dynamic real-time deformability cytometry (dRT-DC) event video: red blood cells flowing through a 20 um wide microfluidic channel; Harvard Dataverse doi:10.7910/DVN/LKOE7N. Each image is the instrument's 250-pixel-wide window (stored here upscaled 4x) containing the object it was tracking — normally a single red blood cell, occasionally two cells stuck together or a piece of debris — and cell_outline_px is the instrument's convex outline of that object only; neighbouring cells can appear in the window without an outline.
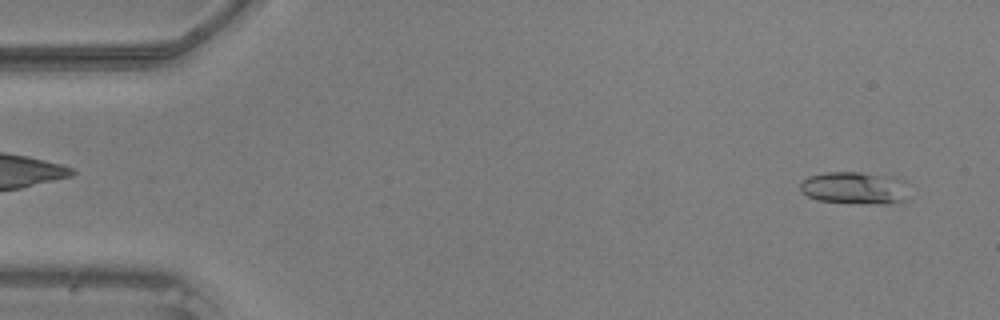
{"species": "common noctule bat (a hibernating species)", "species_latin": "Nyctalus noctula", "temperature_condition": "warm", "stored_images_in_passage": 43, "camera_frame_rate_fps": 3000, "um_per_image_px": 0.085, "animal": {"sex": "male", "body_mass_g": 20.5, "forearm_length_mm": 52.5}, "frame": {"image": 1, "passage_image": 2, "time_ms": 0.333, "image_size_px": [1000, 320], "cell_outline_px": [[912, 196], [908, 200], [896, 204], [848, 204], [816, 200], [800, 192], [800, 184], [808, 176], [824, 172], [860, 172], [888, 176], [904, 180]], "centroid_in_image_um": [72.72, 16.01], "position_along_channel_um": 12.3, "area_um2": 21.44}}
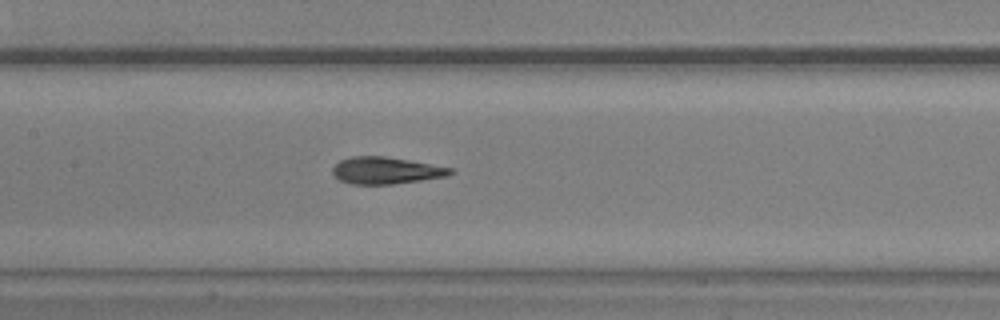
{"frame": {"image": 2, "passage_image": 22, "time_ms": 7.0, "image_size_px": [1000, 320], "cell_outline_px": [[456, 172], [448, 176], [392, 184], [352, 184], [340, 180], [332, 172], [332, 168], [340, 160], [352, 156], [384, 156], [408, 160], [452, 168]], "centroid_in_image_um": [32.81, 14.49], "position_along_channel_um": 174.6, "area_um2": 18.32}}
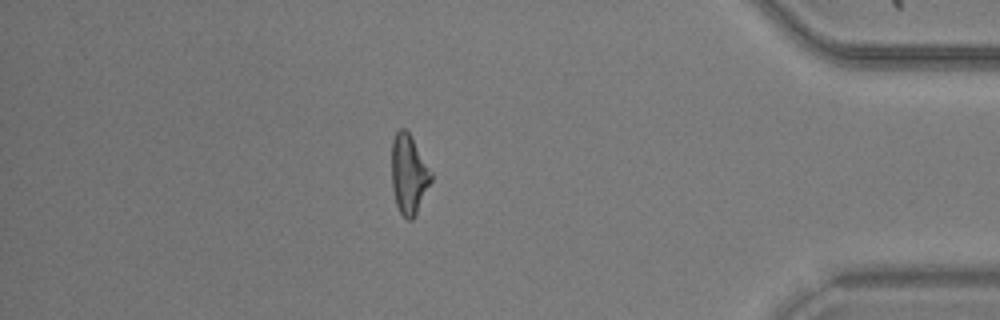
{"frame": {"image": 3, "passage_image": 41, "time_ms": 13.333, "image_size_px": [1000, 320], "cell_outline_px": [[432, 180], [412, 220], [408, 220], [400, 212], [396, 204], [392, 188], [392, 140], [396, 132], [400, 128], [404, 128], [408, 132], [432, 172]], "centroid_in_image_um": [34.73, 14.81], "position_along_channel_um": 400.5, "area_um2": 17.92}}